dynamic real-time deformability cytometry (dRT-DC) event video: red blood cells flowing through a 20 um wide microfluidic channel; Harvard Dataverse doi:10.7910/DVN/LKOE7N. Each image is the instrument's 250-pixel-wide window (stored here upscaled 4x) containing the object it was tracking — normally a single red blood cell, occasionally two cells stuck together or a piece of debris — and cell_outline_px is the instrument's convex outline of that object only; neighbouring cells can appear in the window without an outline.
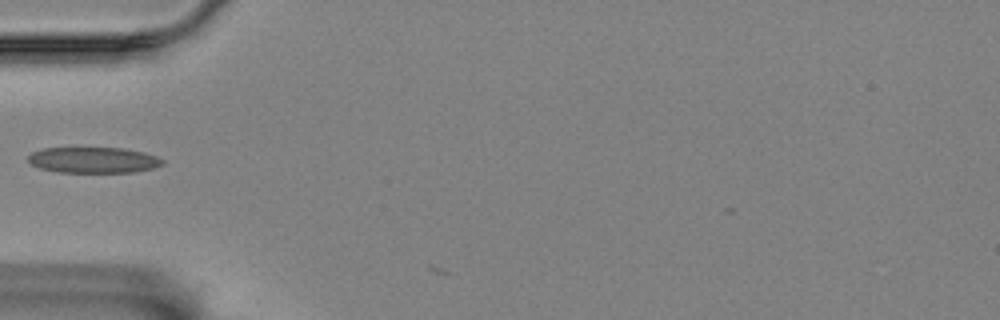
{"species": "Egyptian fruit bat (a non-hibernating species)", "species_latin": "Rousettus aegyptiacus", "temperature_condition": "room temperature", "stored_images_in_passage": 3, "camera_frame_rate_fps": 3000, "um_per_image_px": 0.085, "animal": {"sex": "female"}, "frame": {"image": 1, "passage_image": 2, "time_ms": 0.333, "image_size_px": [1000, 320], "cell_outline_px": [[164, 164], [152, 168], [136, 172], [56, 172], [40, 168], [32, 164], [28, 160], [28, 156], [32, 152], [40, 148], [124, 148], [144, 152], [156, 156], [164, 160]], "centroid_in_image_um": [7.94, 13.6], "position_along_channel_um": 77.1, "area_um2": 20.29}}